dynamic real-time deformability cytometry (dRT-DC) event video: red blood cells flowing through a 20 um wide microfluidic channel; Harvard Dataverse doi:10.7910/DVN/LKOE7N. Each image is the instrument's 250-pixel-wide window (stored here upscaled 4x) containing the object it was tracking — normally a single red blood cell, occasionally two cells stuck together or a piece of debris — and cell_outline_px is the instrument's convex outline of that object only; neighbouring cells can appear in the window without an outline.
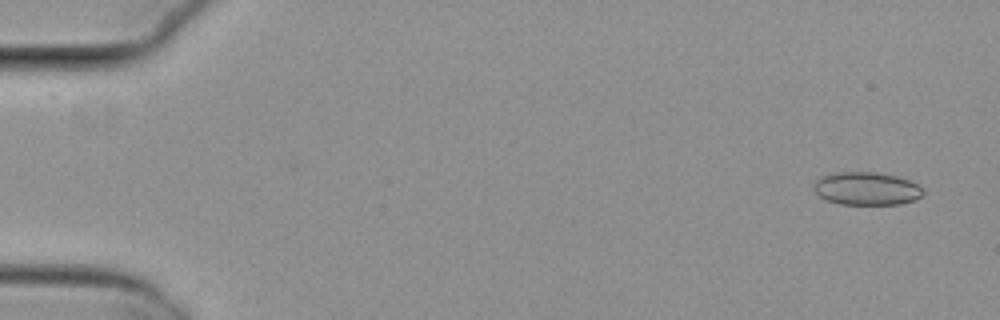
{"species": "common noctule bat (a hibernating species)", "species_latin": "Nyctalus noctula", "temperature_condition": "cold", "stored_images_in_passage": 5, "camera_frame_rate_fps": 3000, "um_per_image_px": 0.085, "animal": {"sex": "female", "body_mass_g": 29.2, "forearm_length_mm": 56.3}, "frame": {"image": 1, "passage_image": 1, "time_ms": 0.0, "image_size_px": [1000, 320], "cell_outline_px": [[924, 192], [916, 200], [900, 204], [840, 204], [828, 200], [820, 196], [812, 188], [812, 184], [820, 176], [836, 172], [876, 172], [896, 176], [908, 180], [924, 188]], "centroid_in_image_um": [73.64, 16.02], "position_along_channel_um": 11.4, "area_um2": 21.1}}
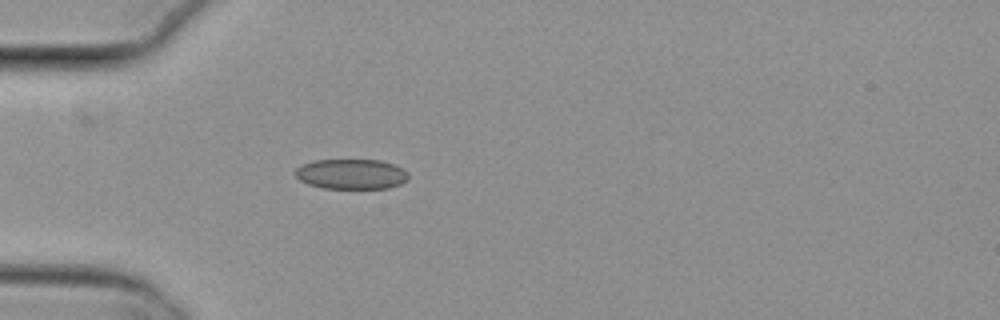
{"frame": {"image": 2, "passage_image": 5, "time_ms": 1.333, "image_size_px": [1000, 320], "cell_outline_px": [[408, 180], [400, 184], [388, 188], [324, 188], [308, 184], [300, 180], [292, 172], [300, 164], [312, 160], [380, 160], [396, 164], [408, 172]], "centroid_in_image_um": [29.85, 14.78], "position_along_channel_um": 55.2, "area_um2": 20.11}}